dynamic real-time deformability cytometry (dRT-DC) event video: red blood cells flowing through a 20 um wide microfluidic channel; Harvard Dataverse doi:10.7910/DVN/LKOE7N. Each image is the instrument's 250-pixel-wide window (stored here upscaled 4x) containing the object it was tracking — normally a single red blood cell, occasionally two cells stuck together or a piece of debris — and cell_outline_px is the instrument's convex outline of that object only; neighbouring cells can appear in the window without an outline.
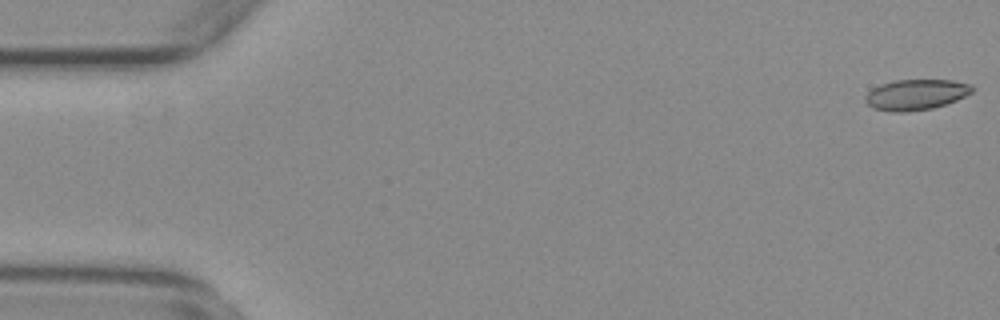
{"species": "common noctule bat (a hibernating species)", "species_latin": "Nyctalus noctula", "temperature_condition": "warm", "stored_images_in_passage": 12, "camera_frame_rate_fps": 3000, "um_per_image_px": 0.085, "animal": {"sex": "female", "body_mass_g": 29.2, "forearm_length_mm": 56.3}, "frame": {"image": 1, "passage_image": 1, "time_ms": 0.0, "image_size_px": [1000, 320], "cell_outline_px": [[976, 88], [972, 92], [956, 100], [932, 108], [904, 112], [892, 112], [872, 108], [864, 100], [864, 96], [872, 88], [880, 84], [896, 80], [952, 80], [972, 84]], "centroid_in_image_um": [77.84, 8.03], "position_along_channel_um": 7.2, "area_um2": 19.13}}